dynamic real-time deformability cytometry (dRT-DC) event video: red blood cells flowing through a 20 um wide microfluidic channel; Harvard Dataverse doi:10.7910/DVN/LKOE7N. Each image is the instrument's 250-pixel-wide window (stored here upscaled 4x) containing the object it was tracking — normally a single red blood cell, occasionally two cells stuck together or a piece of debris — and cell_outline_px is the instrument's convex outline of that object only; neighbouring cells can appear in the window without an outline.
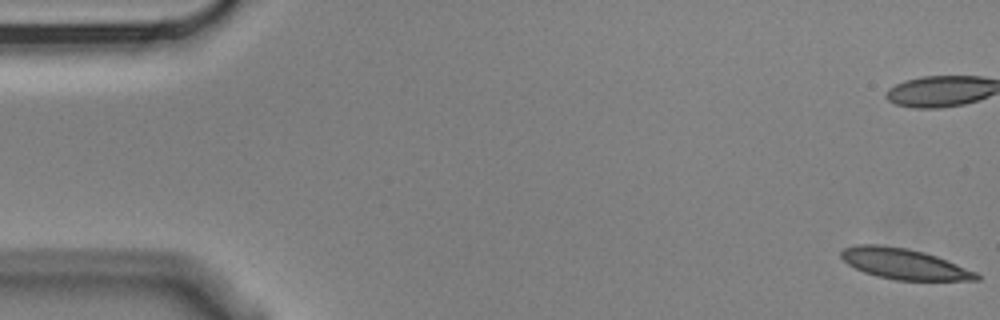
{"species": "Egyptian fruit bat (a non-hibernating species)", "species_latin": "Rousettus aegyptiacus", "temperature_condition": "cold", "stored_images_in_passage": 9, "camera_frame_rate_fps": 3000, "um_per_image_px": 0.085, "animal": {"sex": "male"}, "frame": {"image": 1, "passage_image": 1, "time_ms": 0.0, "image_size_px": [1000, 320], "cell_outline_px": [[980, 280], [896, 280], [876, 276], [864, 272], [848, 264], [840, 256], [840, 252], [844, 248], [856, 244], [880, 244], [908, 248], [924, 252], [936, 256], [976, 272], [980, 276]], "centroid_in_image_um": [76.81, 22.42], "position_along_channel_um": 8.2, "area_um2": 24.1}}
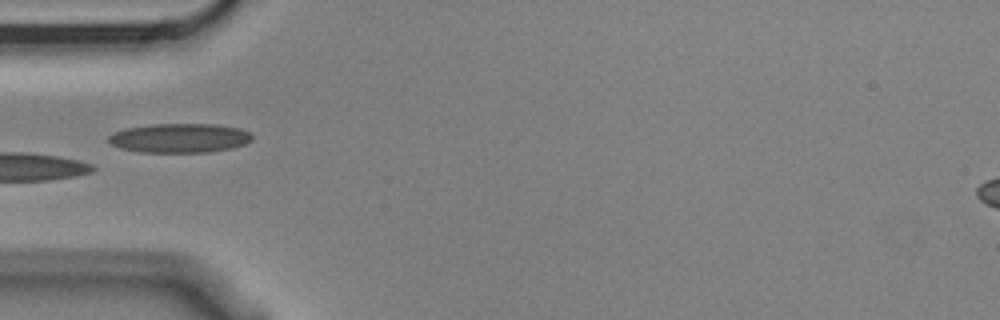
{"frame": {"image": 2, "passage_image": 6, "time_ms": 1.667, "image_size_px": [1000, 320], "cell_outline_px": [[252, 140], [244, 144], [232, 148], [208, 152], [140, 152], [120, 148], [112, 144], [108, 140], [108, 136], [112, 132], [128, 128], [152, 124], [216, 124], [240, 128], [252, 132]], "centroid_in_image_um": [15.29, 11.73], "position_along_channel_um": 69.7, "area_um2": 24.57}}
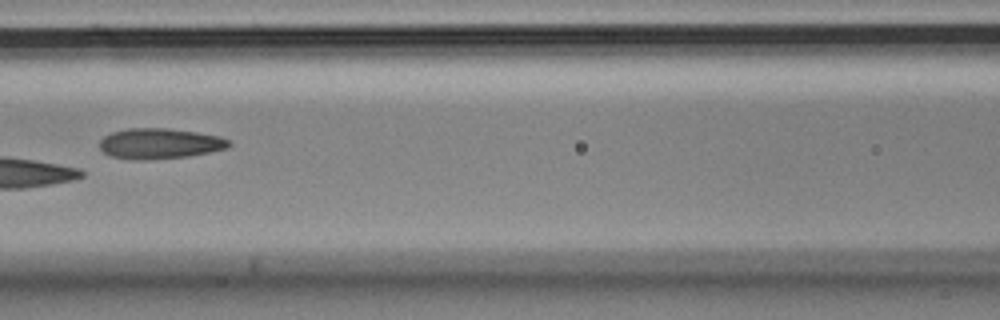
{"frame": {"image": 3, "passage_image": 8, "time_ms": 2.333, "image_size_px": [1000, 320], "cell_outline_px": [[232, 144], [228, 148], [188, 156], [144, 160], [136, 160], [112, 156], [104, 152], [100, 148], [100, 140], [104, 136], [112, 132], [128, 128], [168, 128], [196, 132], [220, 136], [232, 140]], "centroid_in_image_um": [13.61, 12.19], "position_along_channel_um": 153.0, "area_um2": 23.0}}